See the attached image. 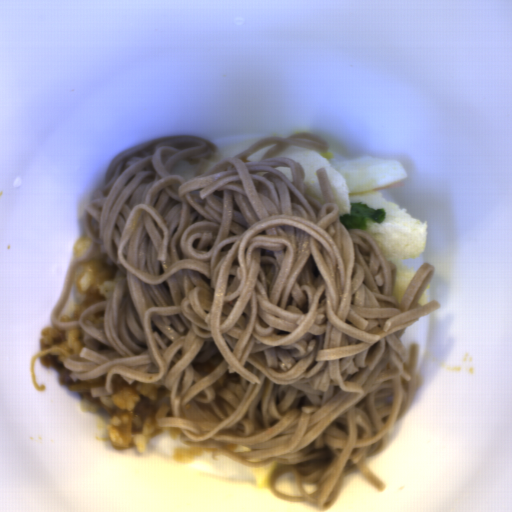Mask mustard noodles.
I'll return each mask as SVG.
<instances>
[{"mask_svg": "<svg viewBox=\"0 0 512 512\" xmlns=\"http://www.w3.org/2000/svg\"><path fill=\"white\" fill-rule=\"evenodd\" d=\"M291 146L329 151L311 133L270 135L188 181L172 174L175 163L211 158L212 141L158 136L119 153L82 211L90 243L70 261L50 320L84 333L85 346L63 361L74 382L107 374L93 398L112 395L114 374L162 383L169 399L156 427H179L183 444L243 467L277 462L272 495L327 512L353 470L386 490L367 463L424 383L419 346L400 339L442 305L418 303L435 276L428 262L398 302L396 266L367 232L341 222L325 167L316 171L321 203L298 161L275 158ZM99 244L125 278L78 322L62 323L74 272ZM103 309L104 330L83 322ZM232 443L252 451L223 446ZM286 471L300 497L274 488ZM302 480L317 490L307 494Z\"/></svg>", "mask_w": 512, "mask_h": 512, "instance_id": "1", "label": "mustard noodles"}]
</instances>
